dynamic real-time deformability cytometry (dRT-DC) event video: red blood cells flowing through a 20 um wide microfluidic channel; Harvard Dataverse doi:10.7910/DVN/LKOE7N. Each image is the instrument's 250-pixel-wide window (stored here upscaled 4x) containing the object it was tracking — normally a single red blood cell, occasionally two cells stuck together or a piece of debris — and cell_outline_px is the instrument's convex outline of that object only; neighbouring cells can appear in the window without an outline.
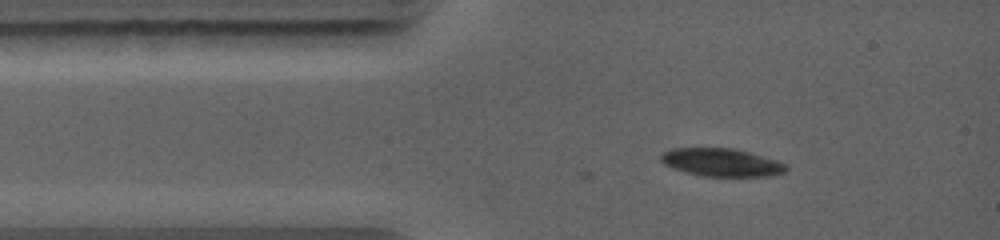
{"species": "common noctule bat (a hibernating species)", "species_latin": "Nyctalus noctula", "temperature_condition": "warm", "stored_images_in_passage": 4, "camera_frame_rate_fps": 5000, "um_per_image_px": 0.085, "animal": {"sex": "female", "body_mass_g": 19.0, "forearm_length_mm": 56.7}, "frame": {"image": 1, "passage_image": 2, "time_ms": 0.8, "image_size_px": [1000, 240], "cell_outline_px": [[788, 168], [784, 172], [768, 176], [704, 176], [672, 168], [664, 164], [660, 160], [660, 152], [672, 148], [736, 148], [776, 160], [788, 164]], "centroid_in_image_um": [61.31, 13.79], "position_along_channel_um": 23.7, "area_um2": 20.46}}
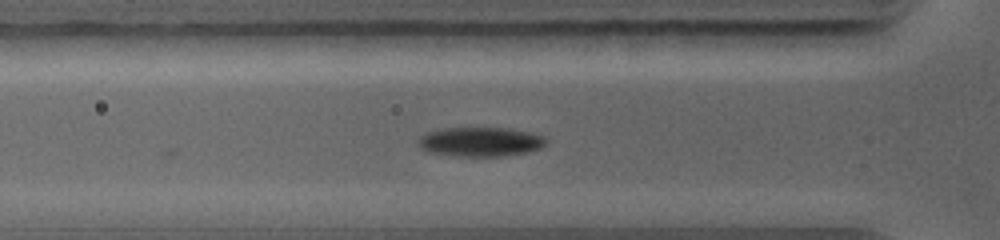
{"frame": {"image": 2, "passage_image": 4, "time_ms": 2.6, "image_size_px": [1000, 240], "cell_outline_px": [[548, 140], [540, 148], [528, 152], [500, 156], [456, 156], [428, 152], [420, 148], [416, 144], [416, 140], [424, 132], [440, 128], [512, 128], [544, 136]], "centroid_in_image_um": [40.76, 12.04], "position_along_channel_um": 85.0, "area_um2": 22.14}}